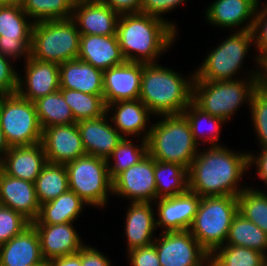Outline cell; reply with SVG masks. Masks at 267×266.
<instances>
[{"instance_id": "8", "label": "cell", "mask_w": 267, "mask_h": 266, "mask_svg": "<svg viewBox=\"0 0 267 266\" xmlns=\"http://www.w3.org/2000/svg\"><path fill=\"white\" fill-rule=\"evenodd\" d=\"M0 127L9 147L33 145L42 139L34 102L18 94L0 95Z\"/></svg>"}, {"instance_id": "4", "label": "cell", "mask_w": 267, "mask_h": 266, "mask_svg": "<svg viewBox=\"0 0 267 266\" xmlns=\"http://www.w3.org/2000/svg\"><path fill=\"white\" fill-rule=\"evenodd\" d=\"M163 117L142 137L147 140L148 154L156 161L176 163L188 170L198 154L189 122L183 114Z\"/></svg>"}, {"instance_id": "25", "label": "cell", "mask_w": 267, "mask_h": 266, "mask_svg": "<svg viewBox=\"0 0 267 266\" xmlns=\"http://www.w3.org/2000/svg\"><path fill=\"white\" fill-rule=\"evenodd\" d=\"M60 89L103 95V71L79 59L59 65Z\"/></svg>"}, {"instance_id": "31", "label": "cell", "mask_w": 267, "mask_h": 266, "mask_svg": "<svg viewBox=\"0 0 267 266\" xmlns=\"http://www.w3.org/2000/svg\"><path fill=\"white\" fill-rule=\"evenodd\" d=\"M154 178L157 199L173 197L188 190V170L179 164L155 160Z\"/></svg>"}, {"instance_id": "32", "label": "cell", "mask_w": 267, "mask_h": 266, "mask_svg": "<svg viewBox=\"0 0 267 266\" xmlns=\"http://www.w3.org/2000/svg\"><path fill=\"white\" fill-rule=\"evenodd\" d=\"M226 240L225 244L247 247L266 255L267 234L239 212L233 217Z\"/></svg>"}, {"instance_id": "50", "label": "cell", "mask_w": 267, "mask_h": 266, "mask_svg": "<svg viewBox=\"0 0 267 266\" xmlns=\"http://www.w3.org/2000/svg\"><path fill=\"white\" fill-rule=\"evenodd\" d=\"M9 149L10 147L5 139L2 128L0 127V164L2 163L4 156L6 155ZM1 155L3 156L1 157Z\"/></svg>"}, {"instance_id": "34", "label": "cell", "mask_w": 267, "mask_h": 266, "mask_svg": "<svg viewBox=\"0 0 267 266\" xmlns=\"http://www.w3.org/2000/svg\"><path fill=\"white\" fill-rule=\"evenodd\" d=\"M59 91L69 105L75 122L97 119L106 113L103 95L86 94L70 89H60Z\"/></svg>"}, {"instance_id": "11", "label": "cell", "mask_w": 267, "mask_h": 266, "mask_svg": "<svg viewBox=\"0 0 267 266\" xmlns=\"http://www.w3.org/2000/svg\"><path fill=\"white\" fill-rule=\"evenodd\" d=\"M154 240L161 266H203L210 254L200 245L189 230L164 231Z\"/></svg>"}, {"instance_id": "26", "label": "cell", "mask_w": 267, "mask_h": 266, "mask_svg": "<svg viewBox=\"0 0 267 266\" xmlns=\"http://www.w3.org/2000/svg\"><path fill=\"white\" fill-rule=\"evenodd\" d=\"M259 0H215L206 11L210 23L225 28L242 25L250 19L240 31H252L259 5ZM255 13V14H254Z\"/></svg>"}, {"instance_id": "44", "label": "cell", "mask_w": 267, "mask_h": 266, "mask_svg": "<svg viewBox=\"0 0 267 266\" xmlns=\"http://www.w3.org/2000/svg\"><path fill=\"white\" fill-rule=\"evenodd\" d=\"M132 266H161L154 243L128 252Z\"/></svg>"}, {"instance_id": "53", "label": "cell", "mask_w": 267, "mask_h": 266, "mask_svg": "<svg viewBox=\"0 0 267 266\" xmlns=\"http://www.w3.org/2000/svg\"><path fill=\"white\" fill-rule=\"evenodd\" d=\"M34 266H48V263L45 261L44 263L42 264H39V265H34Z\"/></svg>"}, {"instance_id": "15", "label": "cell", "mask_w": 267, "mask_h": 266, "mask_svg": "<svg viewBox=\"0 0 267 266\" xmlns=\"http://www.w3.org/2000/svg\"><path fill=\"white\" fill-rule=\"evenodd\" d=\"M141 77V62L126 61L103 71L104 104L139 99Z\"/></svg>"}, {"instance_id": "35", "label": "cell", "mask_w": 267, "mask_h": 266, "mask_svg": "<svg viewBox=\"0 0 267 266\" xmlns=\"http://www.w3.org/2000/svg\"><path fill=\"white\" fill-rule=\"evenodd\" d=\"M224 245L218 247L215 251H213L210 254L209 265L207 266H262L263 265L264 254H262L261 252L242 246L229 245V244H224Z\"/></svg>"}, {"instance_id": "33", "label": "cell", "mask_w": 267, "mask_h": 266, "mask_svg": "<svg viewBox=\"0 0 267 266\" xmlns=\"http://www.w3.org/2000/svg\"><path fill=\"white\" fill-rule=\"evenodd\" d=\"M42 129L53 125L75 124L69 105L58 90L34 101Z\"/></svg>"}, {"instance_id": "37", "label": "cell", "mask_w": 267, "mask_h": 266, "mask_svg": "<svg viewBox=\"0 0 267 266\" xmlns=\"http://www.w3.org/2000/svg\"><path fill=\"white\" fill-rule=\"evenodd\" d=\"M237 198L238 212L267 234V194L245 188Z\"/></svg>"}, {"instance_id": "42", "label": "cell", "mask_w": 267, "mask_h": 266, "mask_svg": "<svg viewBox=\"0 0 267 266\" xmlns=\"http://www.w3.org/2000/svg\"><path fill=\"white\" fill-rule=\"evenodd\" d=\"M267 5L264 6L260 11L257 10L253 34H254V43L258 48L260 55L256 57V60L260 64L259 67H262L266 71L267 68Z\"/></svg>"}, {"instance_id": "43", "label": "cell", "mask_w": 267, "mask_h": 266, "mask_svg": "<svg viewBox=\"0 0 267 266\" xmlns=\"http://www.w3.org/2000/svg\"><path fill=\"white\" fill-rule=\"evenodd\" d=\"M7 60L0 54V95L17 94L19 75Z\"/></svg>"}, {"instance_id": "6", "label": "cell", "mask_w": 267, "mask_h": 266, "mask_svg": "<svg viewBox=\"0 0 267 266\" xmlns=\"http://www.w3.org/2000/svg\"><path fill=\"white\" fill-rule=\"evenodd\" d=\"M80 36L72 18L36 22L32 29L30 56L59 65L77 59Z\"/></svg>"}, {"instance_id": "45", "label": "cell", "mask_w": 267, "mask_h": 266, "mask_svg": "<svg viewBox=\"0 0 267 266\" xmlns=\"http://www.w3.org/2000/svg\"><path fill=\"white\" fill-rule=\"evenodd\" d=\"M185 0H141L140 13L162 18L160 15L174 9Z\"/></svg>"}, {"instance_id": "22", "label": "cell", "mask_w": 267, "mask_h": 266, "mask_svg": "<svg viewBox=\"0 0 267 266\" xmlns=\"http://www.w3.org/2000/svg\"><path fill=\"white\" fill-rule=\"evenodd\" d=\"M77 59L102 71L126 62L117 35L81 34Z\"/></svg>"}, {"instance_id": "46", "label": "cell", "mask_w": 267, "mask_h": 266, "mask_svg": "<svg viewBox=\"0 0 267 266\" xmlns=\"http://www.w3.org/2000/svg\"><path fill=\"white\" fill-rule=\"evenodd\" d=\"M109 259L93 247L81 248V266H111Z\"/></svg>"}, {"instance_id": "30", "label": "cell", "mask_w": 267, "mask_h": 266, "mask_svg": "<svg viewBox=\"0 0 267 266\" xmlns=\"http://www.w3.org/2000/svg\"><path fill=\"white\" fill-rule=\"evenodd\" d=\"M35 190L38 203H47L69 190L65 164L47 162L36 178Z\"/></svg>"}, {"instance_id": "40", "label": "cell", "mask_w": 267, "mask_h": 266, "mask_svg": "<svg viewBox=\"0 0 267 266\" xmlns=\"http://www.w3.org/2000/svg\"><path fill=\"white\" fill-rule=\"evenodd\" d=\"M250 104V105H249ZM252 113V120L259 138L260 145L267 148V81H264L253 93L248 103Z\"/></svg>"}, {"instance_id": "17", "label": "cell", "mask_w": 267, "mask_h": 266, "mask_svg": "<svg viewBox=\"0 0 267 266\" xmlns=\"http://www.w3.org/2000/svg\"><path fill=\"white\" fill-rule=\"evenodd\" d=\"M158 216L156 226L166 227L164 231L189 230L193 223L201 197L187 190L173 197L158 199Z\"/></svg>"}, {"instance_id": "20", "label": "cell", "mask_w": 267, "mask_h": 266, "mask_svg": "<svg viewBox=\"0 0 267 266\" xmlns=\"http://www.w3.org/2000/svg\"><path fill=\"white\" fill-rule=\"evenodd\" d=\"M39 237L41 253L50 259L77 253L83 246L72 222L62 224H31Z\"/></svg>"}, {"instance_id": "13", "label": "cell", "mask_w": 267, "mask_h": 266, "mask_svg": "<svg viewBox=\"0 0 267 266\" xmlns=\"http://www.w3.org/2000/svg\"><path fill=\"white\" fill-rule=\"evenodd\" d=\"M154 171L155 159L147 154L113 180V194L131 198L132 202H152L157 199Z\"/></svg>"}, {"instance_id": "21", "label": "cell", "mask_w": 267, "mask_h": 266, "mask_svg": "<svg viewBox=\"0 0 267 266\" xmlns=\"http://www.w3.org/2000/svg\"><path fill=\"white\" fill-rule=\"evenodd\" d=\"M106 114L97 119L77 123L86 155L108 159L124 138L117 129L107 124Z\"/></svg>"}, {"instance_id": "38", "label": "cell", "mask_w": 267, "mask_h": 266, "mask_svg": "<svg viewBox=\"0 0 267 266\" xmlns=\"http://www.w3.org/2000/svg\"><path fill=\"white\" fill-rule=\"evenodd\" d=\"M141 145V148L139 146H134L130 140L123 138L113 150L112 154L107 159L109 175L112 181L120 173L139 163L148 154L147 140L142 139ZM110 157L115 161L113 166L109 163Z\"/></svg>"}, {"instance_id": "29", "label": "cell", "mask_w": 267, "mask_h": 266, "mask_svg": "<svg viewBox=\"0 0 267 266\" xmlns=\"http://www.w3.org/2000/svg\"><path fill=\"white\" fill-rule=\"evenodd\" d=\"M87 204L76 193L68 190L52 201L40 205L38 217L31 224H62L73 222Z\"/></svg>"}, {"instance_id": "47", "label": "cell", "mask_w": 267, "mask_h": 266, "mask_svg": "<svg viewBox=\"0 0 267 266\" xmlns=\"http://www.w3.org/2000/svg\"><path fill=\"white\" fill-rule=\"evenodd\" d=\"M119 15L140 13L141 0H101Z\"/></svg>"}, {"instance_id": "18", "label": "cell", "mask_w": 267, "mask_h": 266, "mask_svg": "<svg viewBox=\"0 0 267 266\" xmlns=\"http://www.w3.org/2000/svg\"><path fill=\"white\" fill-rule=\"evenodd\" d=\"M26 62V80L19 77L17 94L31 102L60 90L59 64L39 61L31 56ZM26 89L23 87V84ZM25 89V90H23Z\"/></svg>"}, {"instance_id": "7", "label": "cell", "mask_w": 267, "mask_h": 266, "mask_svg": "<svg viewBox=\"0 0 267 266\" xmlns=\"http://www.w3.org/2000/svg\"><path fill=\"white\" fill-rule=\"evenodd\" d=\"M238 198L232 195L201 197L190 233L211 254L226 242Z\"/></svg>"}, {"instance_id": "36", "label": "cell", "mask_w": 267, "mask_h": 266, "mask_svg": "<svg viewBox=\"0 0 267 266\" xmlns=\"http://www.w3.org/2000/svg\"><path fill=\"white\" fill-rule=\"evenodd\" d=\"M74 3L72 0H25L22 9L36 23L71 18Z\"/></svg>"}, {"instance_id": "1", "label": "cell", "mask_w": 267, "mask_h": 266, "mask_svg": "<svg viewBox=\"0 0 267 266\" xmlns=\"http://www.w3.org/2000/svg\"><path fill=\"white\" fill-rule=\"evenodd\" d=\"M209 148L193 159L188 169V190L200 197H237L245 189L238 184L249 167V154L234 153L218 143Z\"/></svg>"}, {"instance_id": "48", "label": "cell", "mask_w": 267, "mask_h": 266, "mask_svg": "<svg viewBox=\"0 0 267 266\" xmlns=\"http://www.w3.org/2000/svg\"><path fill=\"white\" fill-rule=\"evenodd\" d=\"M262 149V152L257 157H254L253 155L248 153V163L249 166H251L253 163L257 164L256 167L258 176L267 184V148Z\"/></svg>"}, {"instance_id": "39", "label": "cell", "mask_w": 267, "mask_h": 266, "mask_svg": "<svg viewBox=\"0 0 267 266\" xmlns=\"http://www.w3.org/2000/svg\"><path fill=\"white\" fill-rule=\"evenodd\" d=\"M190 109V110H189ZM182 114L186 117V119L189 122L190 128H191V132L193 134V138L194 141L196 143H198V139L200 140L201 137H199V135H203V132L201 130L202 129V123L206 121L209 122L211 124V128H212V132L214 133V135L211 132V138H207V141L209 142H216L219 140V129L220 125L222 123H225L224 120H222L221 118L215 117L210 115L209 113L203 111L201 108H199L193 101L190 103V105H188L184 111L182 112Z\"/></svg>"}, {"instance_id": "41", "label": "cell", "mask_w": 267, "mask_h": 266, "mask_svg": "<svg viewBox=\"0 0 267 266\" xmlns=\"http://www.w3.org/2000/svg\"><path fill=\"white\" fill-rule=\"evenodd\" d=\"M31 222L13 209L0 205V245L21 234Z\"/></svg>"}, {"instance_id": "14", "label": "cell", "mask_w": 267, "mask_h": 266, "mask_svg": "<svg viewBox=\"0 0 267 266\" xmlns=\"http://www.w3.org/2000/svg\"><path fill=\"white\" fill-rule=\"evenodd\" d=\"M41 144L50 163L66 164L86 155L77 123L43 129Z\"/></svg>"}, {"instance_id": "49", "label": "cell", "mask_w": 267, "mask_h": 266, "mask_svg": "<svg viewBox=\"0 0 267 266\" xmlns=\"http://www.w3.org/2000/svg\"><path fill=\"white\" fill-rule=\"evenodd\" d=\"M48 266H81V249L74 254L50 259Z\"/></svg>"}, {"instance_id": "9", "label": "cell", "mask_w": 267, "mask_h": 266, "mask_svg": "<svg viewBox=\"0 0 267 266\" xmlns=\"http://www.w3.org/2000/svg\"><path fill=\"white\" fill-rule=\"evenodd\" d=\"M69 190L87 205H106L107 192L113 191L106 159L85 155L65 164Z\"/></svg>"}, {"instance_id": "54", "label": "cell", "mask_w": 267, "mask_h": 266, "mask_svg": "<svg viewBox=\"0 0 267 266\" xmlns=\"http://www.w3.org/2000/svg\"><path fill=\"white\" fill-rule=\"evenodd\" d=\"M72 1H74V2H79V1H84V0H72Z\"/></svg>"}, {"instance_id": "28", "label": "cell", "mask_w": 267, "mask_h": 266, "mask_svg": "<svg viewBox=\"0 0 267 266\" xmlns=\"http://www.w3.org/2000/svg\"><path fill=\"white\" fill-rule=\"evenodd\" d=\"M111 107H114L115 111L111 120L115 123L117 131L123 133L124 138L128 135H139L147 128L146 123L151 112L140 99L108 104L106 113Z\"/></svg>"}, {"instance_id": "12", "label": "cell", "mask_w": 267, "mask_h": 266, "mask_svg": "<svg viewBox=\"0 0 267 266\" xmlns=\"http://www.w3.org/2000/svg\"><path fill=\"white\" fill-rule=\"evenodd\" d=\"M27 13L18 5H0V54L7 58L30 57L32 29ZM27 20V21H26Z\"/></svg>"}, {"instance_id": "24", "label": "cell", "mask_w": 267, "mask_h": 266, "mask_svg": "<svg viewBox=\"0 0 267 266\" xmlns=\"http://www.w3.org/2000/svg\"><path fill=\"white\" fill-rule=\"evenodd\" d=\"M44 262L40 240L32 225L0 245V266H34Z\"/></svg>"}, {"instance_id": "16", "label": "cell", "mask_w": 267, "mask_h": 266, "mask_svg": "<svg viewBox=\"0 0 267 266\" xmlns=\"http://www.w3.org/2000/svg\"><path fill=\"white\" fill-rule=\"evenodd\" d=\"M120 15L101 0H84L74 3L72 19L76 20L80 34L116 35Z\"/></svg>"}, {"instance_id": "2", "label": "cell", "mask_w": 267, "mask_h": 266, "mask_svg": "<svg viewBox=\"0 0 267 266\" xmlns=\"http://www.w3.org/2000/svg\"><path fill=\"white\" fill-rule=\"evenodd\" d=\"M116 35L126 61L155 63L160 53L174 41L175 25L144 13L121 14ZM135 52L136 56L131 52ZM140 57V58H139Z\"/></svg>"}, {"instance_id": "3", "label": "cell", "mask_w": 267, "mask_h": 266, "mask_svg": "<svg viewBox=\"0 0 267 266\" xmlns=\"http://www.w3.org/2000/svg\"><path fill=\"white\" fill-rule=\"evenodd\" d=\"M194 77L184 80L178 73L157 63H142L139 99L151 114H182L192 102Z\"/></svg>"}, {"instance_id": "5", "label": "cell", "mask_w": 267, "mask_h": 266, "mask_svg": "<svg viewBox=\"0 0 267 266\" xmlns=\"http://www.w3.org/2000/svg\"><path fill=\"white\" fill-rule=\"evenodd\" d=\"M263 72L251 74L246 82L200 81L194 77L192 101L203 111L227 121L244 101L251 102L253 93L266 81V71Z\"/></svg>"}, {"instance_id": "19", "label": "cell", "mask_w": 267, "mask_h": 266, "mask_svg": "<svg viewBox=\"0 0 267 266\" xmlns=\"http://www.w3.org/2000/svg\"><path fill=\"white\" fill-rule=\"evenodd\" d=\"M0 205L22 214L32 223L40 210L35 183L11 177L0 169Z\"/></svg>"}, {"instance_id": "23", "label": "cell", "mask_w": 267, "mask_h": 266, "mask_svg": "<svg viewBox=\"0 0 267 266\" xmlns=\"http://www.w3.org/2000/svg\"><path fill=\"white\" fill-rule=\"evenodd\" d=\"M4 157L0 169L5 174L33 183L47 163L41 142L28 146L10 147Z\"/></svg>"}, {"instance_id": "10", "label": "cell", "mask_w": 267, "mask_h": 266, "mask_svg": "<svg viewBox=\"0 0 267 266\" xmlns=\"http://www.w3.org/2000/svg\"><path fill=\"white\" fill-rule=\"evenodd\" d=\"M254 40L253 31H238L223 41L206 57L199 70L194 72L200 81L232 80L241 69L242 62Z\"/></svg>"}, {"instance_id": "51", "label": "cell", "mask_w": 267, "mask_h": 266, "mask_svg": "<svg viewBox=\"0 0 267 266\" xmlns=\"http://www.w3.org/2000/svg\"><path fill=\"white\" fill-rule=\"evenodd\" d=\"M25 0H2V5H18L23 6Z\"/></svg>"}, {"instance_id": "27", "label": "cell", "mask_w": 267, "mask_h": 266, "mask_svg": "<svg viewBox=\"0 0 267 266\" xmlns=\"http://www.w3.org/2000/svg\"><path fill=\"white\" fill-rule=\"evenodd\" d=\"M126 216L128 252L152 244L156 226L151 202H131Z\"/></svg>"}, {"instance_id": "52", "label": "cell", "mask_w": 267, "mask_h": 266, "mask_svg": "<svg viewBox=\"0 0 267 266\" xmlns=\"http://www.w3.org/2000/svg\"><path fill=\"white\" fill-rule=\"evenodd\" d=\"M262 266H267V256L266 255H264V260H263Z\"/></svg>"}]
</instances>
